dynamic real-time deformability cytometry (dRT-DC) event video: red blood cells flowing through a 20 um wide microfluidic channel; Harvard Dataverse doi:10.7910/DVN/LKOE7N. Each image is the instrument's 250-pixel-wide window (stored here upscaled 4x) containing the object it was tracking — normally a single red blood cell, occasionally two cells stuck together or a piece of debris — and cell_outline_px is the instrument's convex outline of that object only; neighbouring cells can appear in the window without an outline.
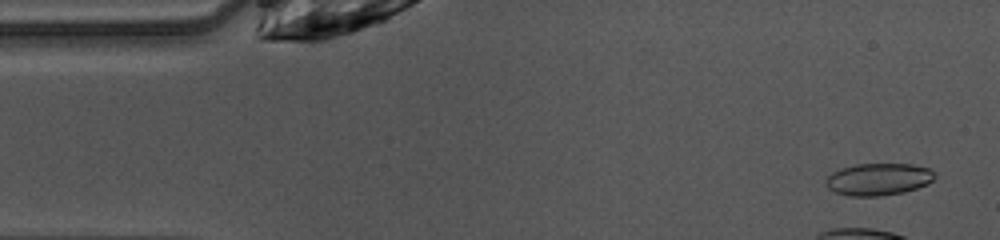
{"species": "common noctule bat (a hibernating species)", "species_latin": "Nyctalus noctula", "temperature_condition": "warm", "stored_images_in_passage": 5, "camera_frame_rate_fps": 3000, "um_per_image_px": 0.085, "animal": {"sex": "female", "body_mass_g": 10.0, "forearm_length_mm": 53.1}, "frame": {"image": 1, "passage_image": 2, "time_ms": 0.333, "image_size_px": [1000, 240], "cell_outline_px": [[936, 176], [928, 184], [904, 192], [880, 196], [848, 196], [836, 192], [828, 188], [824, 184], [828, 176], [832, 172], [840, 168], [856, 164], [912, 164], [928, 168]], "centroid_in_image_um": [74.64, 15.24], "position_along_channel_um": 10.4, "area_um2": 20.4}}